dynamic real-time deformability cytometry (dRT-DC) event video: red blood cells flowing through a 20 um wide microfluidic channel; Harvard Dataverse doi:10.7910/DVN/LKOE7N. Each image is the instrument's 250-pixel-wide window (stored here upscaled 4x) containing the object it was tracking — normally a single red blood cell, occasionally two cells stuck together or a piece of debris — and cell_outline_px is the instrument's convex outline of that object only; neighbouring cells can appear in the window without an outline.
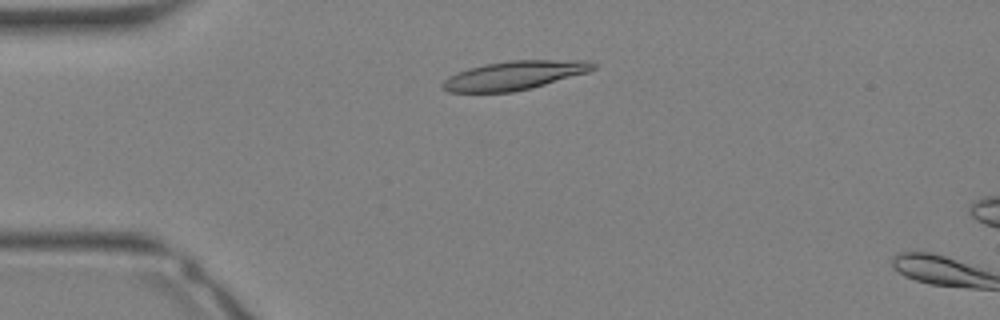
{"species": "Egyptian fruit bat (a non-hibernating species)", "species_latin": "Rousettus aegyptiacus", "temperature_condition": "warm", "stored_images_in_passage": 8, "camera_frame_rate_fps": 3000, "um_per_image_px": 0.085, "animal": {"sex": "female"}, "frame": {"image": 1, "passage_image": 7, "time_ms": 2.0, "image_size_px": [1000, 320], "cell_outline_px": [[596, 68], [588, 72], [532, 88], [512, 92], [448, 92], [440, 88], [440, 84], [448, 76], [456, 72], [468, 68], [484, 64], [508, 60], [588, 60], [596, 64]], "centroid_in_image_um": [43.69, 6.4], "position_along_channel_um": 41.3, "area_um2": 25.55}}